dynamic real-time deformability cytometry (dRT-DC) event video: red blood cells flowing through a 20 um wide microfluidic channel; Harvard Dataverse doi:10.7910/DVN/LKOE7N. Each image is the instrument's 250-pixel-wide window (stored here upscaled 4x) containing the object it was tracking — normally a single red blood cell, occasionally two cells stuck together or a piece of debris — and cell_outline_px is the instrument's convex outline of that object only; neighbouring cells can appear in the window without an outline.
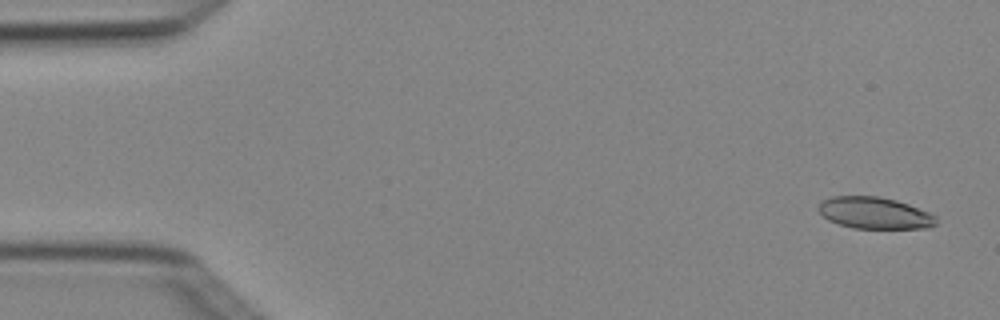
{"species": "Egyptian fruit bat (a non-hibernating species)", "species_latin": "Rousettus aegyptiacus", "temperature_condition": "cold", "stored_images_in_passage": 4, "camera_frame_rate_fps": 3000, "um_per_image_px": 0.085, "animal": {"sex": "female"}, "frame": {"image": 1, "passage_image": 1, "time_ms": 0.0, "image_size_px": [1000, 320], "cell_outline_px": [[936, 224], [928, 228], [852, 228], [828, 220], [816, 208], [820, 200], [832, 196], [880, 196], [896, 200], [908, 204], [928, 212], [936, 216]], "centroid_in_image_um": [74.3, 18.09], "position_along_channel_um": 10.7, "area_um2": 21.79}}
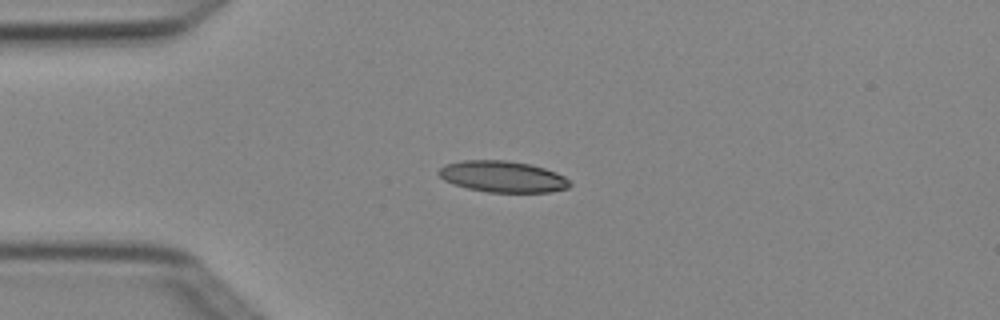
{"frame": {"image": 2, "passage_image": 4, "time_ms": 1.0, "image_size_px": [1000, 320], "cell_outline_px": [[572, 184], [568, 188], [552, 192], [488, 192], [468, 188], [444, 180], [436, 172], [444, 164], [464, 160], [508, 160], [532, 164], [556, 172], [564, 176]], "centroid_in_image_um": [42.74, 15.0], "position_along_channel_um": 42.3, "area_um2": 23.99}}